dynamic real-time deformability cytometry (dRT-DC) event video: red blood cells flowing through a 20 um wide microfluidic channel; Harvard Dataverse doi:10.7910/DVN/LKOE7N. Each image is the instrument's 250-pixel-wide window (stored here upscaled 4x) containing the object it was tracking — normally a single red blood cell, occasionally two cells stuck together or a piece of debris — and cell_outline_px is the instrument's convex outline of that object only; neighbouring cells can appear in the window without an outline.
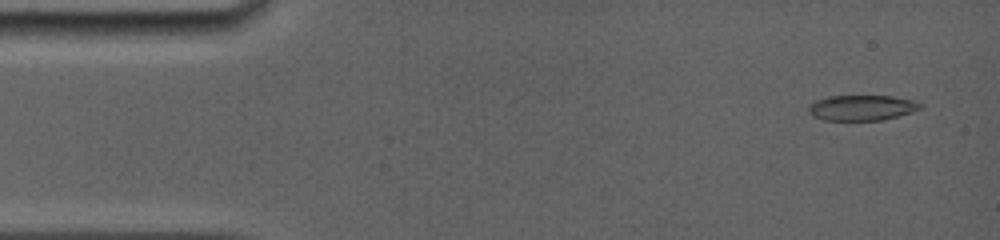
{"species": "common noctule bat (a hibernating species)", "species_latin": "Nyctalus noctula", "temperature_condition": "room temperature", "stored_images_in_passage": 51, "camera_frame_rate_fps": 5000, "um_per_image_px": 0.085, "animal": {"sex": "female", "body_mass_g": 19.0, "forearm_length_mm": 56.7}, "frame": {"image": 1, "passage_image": 2, "time_ms": 0.4, "image_size_px": [1000, 240], "cell_outline_px": [[924, 104], [920, 108], [912, 112], [880, 120], [824, 120], [808, 112], [808, 104], [816, 100], [828, 96], [892, 96], [912, 100]], "centroid_in_image_um": [73.24, 9.15], "position_along_channel_um": 11.8, "area_um2": 16.42}}
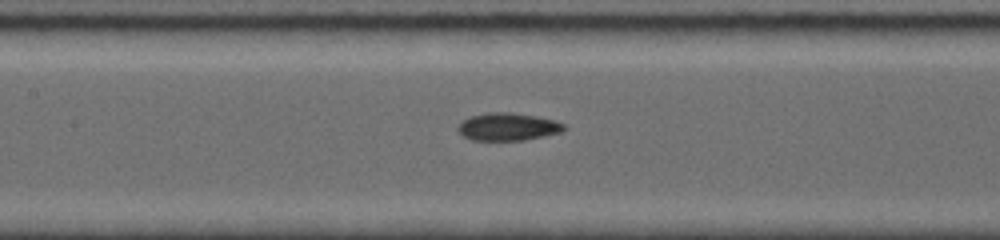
{"frame": {"image": 2, "passage_image": 23, "time_ms": 6.8, "image_size_px": [1000, 240], "cell_outline_px": [[568, 128], [560, 132], [544, 136], [524, 140], [472, 140], [464, 136], [456, 128], [464, 120], [472, 116], [488, 112], [508, 112], [536, 116], [556, 120], [564, 124]], "centroid_in_image_um": [43.21, 10.77], "position_along_channel_um": 164.2, "area_um2": 16.99}}
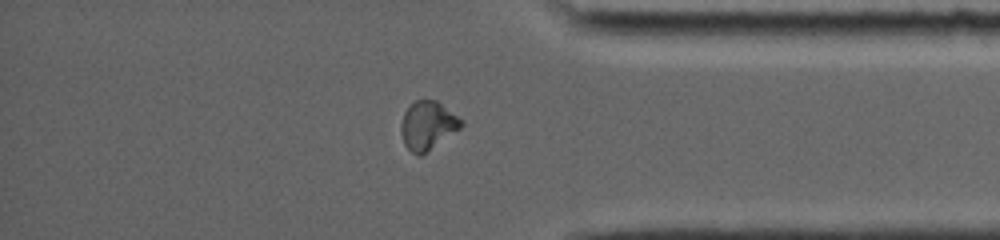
{"frame": {"image": 3, "passage_image": 43, "time_ms": 12.8, "image_size_px": [1000, 240], "cell_outline_px": [[464, 124], [460, 128], [420, 156], [416, 156], [404, 144], [400, 132], [400, 124], [404, 112], [416, 100], [436, 100], [464, 120]], "centroid_in_image_um": [36.34, 10.66], "position_along_channel_um": 398.9, "area_um2": 16.88}}